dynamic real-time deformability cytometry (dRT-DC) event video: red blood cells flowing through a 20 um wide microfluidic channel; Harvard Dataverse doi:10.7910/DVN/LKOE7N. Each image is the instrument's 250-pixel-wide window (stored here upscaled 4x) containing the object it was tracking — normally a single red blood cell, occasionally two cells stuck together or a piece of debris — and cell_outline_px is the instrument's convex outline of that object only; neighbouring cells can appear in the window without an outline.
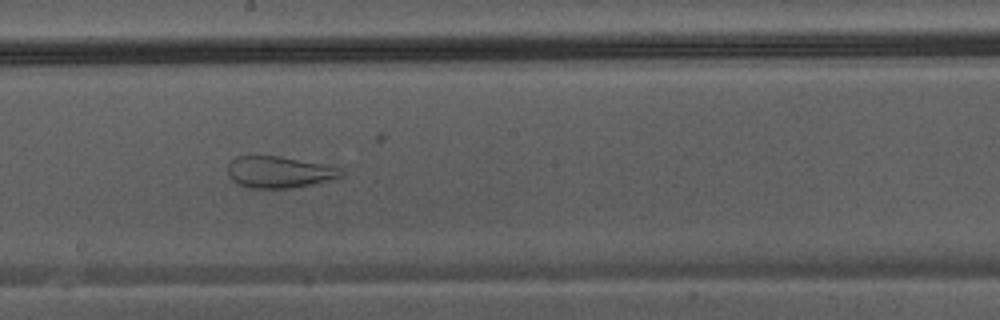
{"species": "Egyptian fruit bat (a non-hibernating species)", "species_latin": "Rousettus aegyptiacus", "temperature_condition": "warm", "stored_images_in_passage": 36, "camera_frame_rate_fps": 3000, "um_per_image_px": 0.085, "animal": {"sex": "male"}, "frame": {"image": 1, "passage_image": 16, "time_ms": 5.0, "image_size_px": [1000, 320], "cell_outline_px": [[344, 176], [336, 180], [292, 188], [248, 188], [232, 180], [228, 176], [228, 164], [236, 156], [280, 156], [344, 168]], "centroid_in_image_um": [23.8, 14.64], "position_along_channel_um": 224.4, "area_um2": 21.21}}